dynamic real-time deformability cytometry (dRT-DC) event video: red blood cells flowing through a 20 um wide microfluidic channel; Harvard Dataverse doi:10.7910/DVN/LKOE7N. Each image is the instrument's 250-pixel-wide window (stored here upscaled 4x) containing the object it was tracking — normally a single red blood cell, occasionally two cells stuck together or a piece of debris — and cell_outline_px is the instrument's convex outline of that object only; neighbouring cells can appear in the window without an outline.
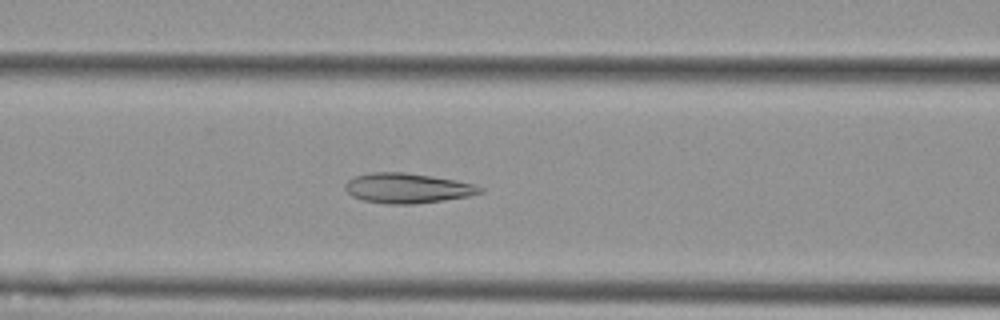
{"species": "Egyptian fruit bat (a non-hibernating species)", "species_latin": "Rousettus aegyptiacus", "temperature_condition": "cold", "stored_images_in_passage": 42, "camera_frame_rate_fps": 3000, "um_per_image_px": 0.085, "animal": {"sex": "female"}, "frame": {"image": 1, "passage_image": 12, "time_ms": 3.667, "image_size_px": [1000, 320], "cell_outline_px": [[484, 192], [468, 196], [444, 200], [412, 204], [388, 204], [364, 200], [352, 196], [344, 188], [344, 184], [348, 180], [356, 176], [372, 172], [404, 172], [432, 176], [456, 180], [472, 184], [484, 188]], "centroid_in_image_um": [34.63, 15.99], "position_along_channel_um": 132.0, "area_um2": 23.47}}
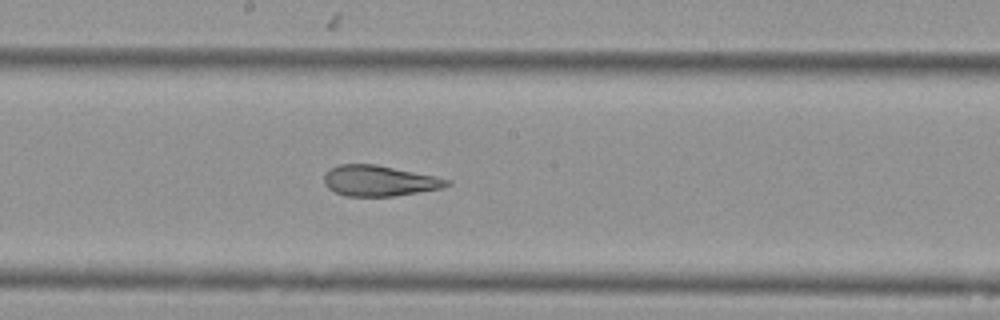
{"frame": {"image": 2, "passage_image": 19, "time_ms": 6.0, "image_size_px": [1000, 320], "cell_outline_px": [[452, 184], [440, 188], [392, 196], [344, 196], [328, 188], [324, 184], [324, 176], [328, 168], [340, 164], [376, 164], [436, 176], [452, 180]], "centroid_in_image_um": [32.22, 15.35], "position_along_channel_um": 216.0, "area_um2": 21.96}}
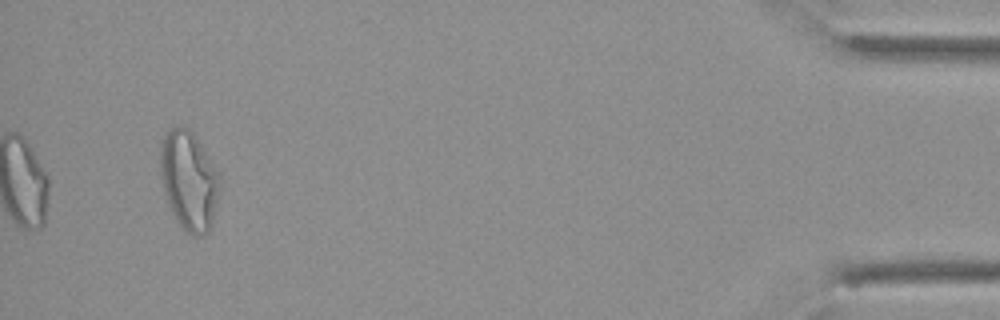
{"frame": {"image": 3, "passage_image": 42, "time_ms": 13.667, "image_size_px": [1000, 320], "cell_outline_px": [[220, 188], [212, 224], [208, 232], [204, 236], [192, 236], [176, 220], [168, 204], [164, 192], [160, 176], [160, 140], [164, 132], [168, 128], [180, 124], [184, 124], [192, 132], [204, 148], [220, 172]], "centroid_in_image_um": [16.05, 15.28], "position_along_channel_um": 419.1, "area_um2": 35.14}, "authors_computed_cell_mechanics": {"area_um2": 23.5535, "velocity_mm_per_s": 3.6099, "shape_relaxation_time_tau1_ms": null, "shape_relaxation_time_tau2_ms": 2.1671, "deformation_change_tau1": null, "deformation_change_tau2": 0.1045}}